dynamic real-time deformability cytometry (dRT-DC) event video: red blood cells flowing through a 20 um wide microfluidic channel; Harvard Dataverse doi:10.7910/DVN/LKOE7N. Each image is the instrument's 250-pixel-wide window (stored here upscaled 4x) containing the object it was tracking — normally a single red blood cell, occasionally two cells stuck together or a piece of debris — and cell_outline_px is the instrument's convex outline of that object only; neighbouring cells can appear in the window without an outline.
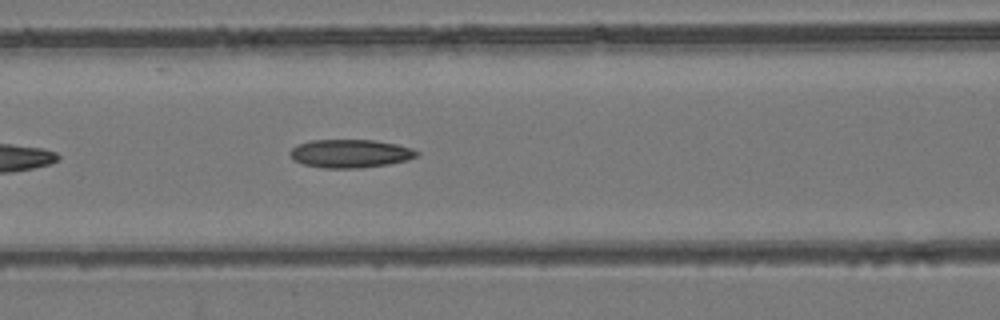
{"species": "common noctule bat (a hibernating species)", "species_latin": "Nyctalus noctula", "temperature_condition": "room temperature", "stored_images_in_passage": 39, "camera_frame_rate_fps": 3000, "um_per_image_px": 0.085, "animal": {"sex": "female", "body_mass_g": 24.6, "forearm_length_mm": 56.2}, "frame": {"image": 1, "passage_image": 8, "time_ms": 2.333, "image_size_px": [1000, 320], "cell_outline_px": [[420, 156], [408, 160], [388, 164], [360, 168], [324, 168], [304, 164], [292, 160], [288, 152], [292, 148], [300, 144], [312, 140], [372, 140], [396, 144], [412, 148], [420, 152]], "centroid_in_image_um": [29.8, 13.05], "position_along_channel_um": 136.8, "area_um2": 20.98}}
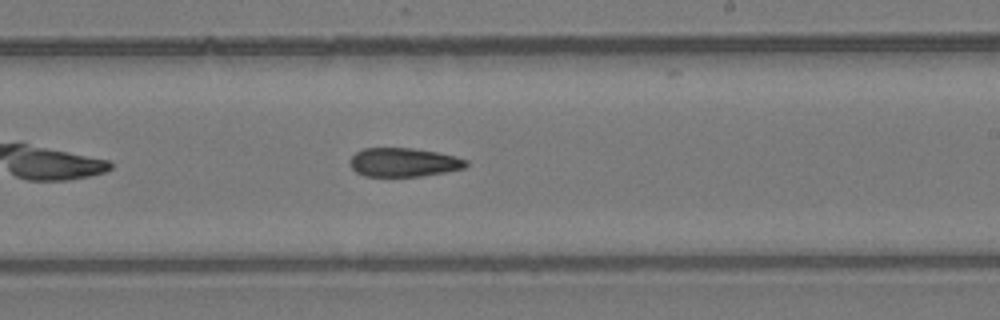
{"frame": {"image": 2, "passage_image": 17, "time_ms": 5.333, "image_size_px": [1000, 320], "cell_outline_px": [[468, 164], [464, 168], [444, 172], [420, 176], [364, 176], [356, 172], [352, 168], [348, 160], [356, 152], [364, 148], [412, 148], [436, 152], [456, 156], [468, 160]], "centroid_in_image_um": [34.3, 13.79], "position_along_channel_um": 254.7, "area_um2": 19.48}}
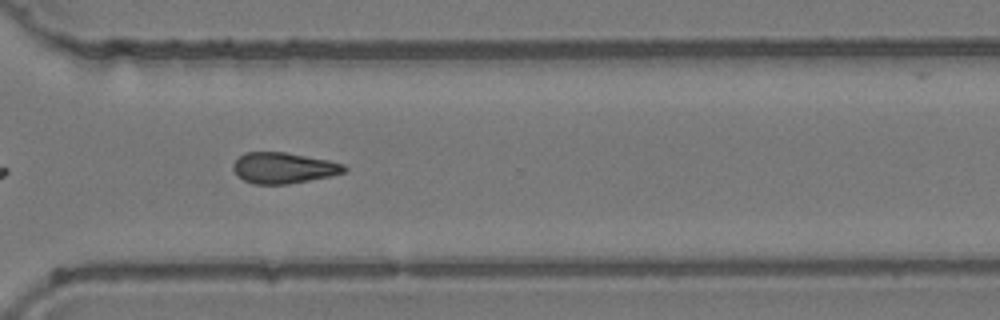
{"frame": {"image": 3, "passage_image": 24, "time_ms": 7.667, "image_size_px": [1000, 320], "cell_outline_px": [[348, 168], [344, 172], [332, 176], [288, 184], [256, 184], [244, 180], [236, 176], [232, 168], [232, 164], [244, 152], [284, 152], [328, 160], [344, 164]], "centroid_in_image_um": [24.09, 14.28], "position_along_channel_um": 346.5, "area_um2": 20.06}}